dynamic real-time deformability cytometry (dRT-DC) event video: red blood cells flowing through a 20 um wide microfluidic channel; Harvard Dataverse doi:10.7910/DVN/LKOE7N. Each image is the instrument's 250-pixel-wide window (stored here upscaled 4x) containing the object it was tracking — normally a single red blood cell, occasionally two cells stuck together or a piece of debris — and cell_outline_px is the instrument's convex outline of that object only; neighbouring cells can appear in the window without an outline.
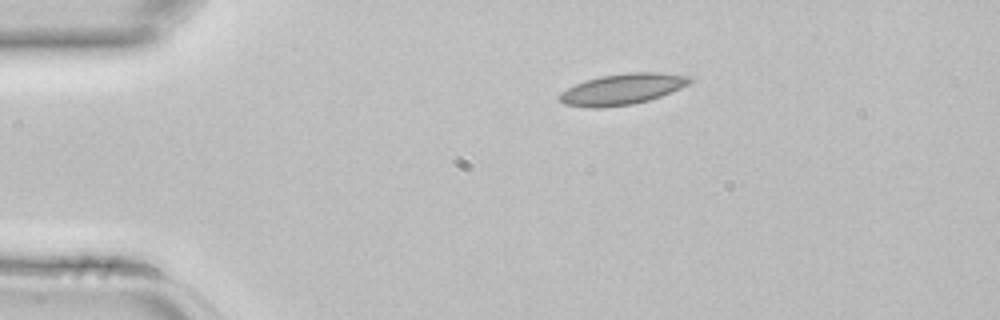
{"species": "common noctule bat (a hibernating species)", "species_latin": "Nyctalus noctula", "temperature_condition": "room temperature", "stored_images_in_passage": 3, "camera_frame_rate_fps": 3000, "um_per_image_px": 0.085, "animal": {"sex": "female", "body_mass_g": 22.7, "forearm_length_mm": 54.2}, "frame": {"image": 1, "passage_image": 3, "time_ms": 0.667, "image_size_px": [1000, 320], "cell_outline_px": [[696, 80], [680, 88], [660, 96], [648, 100], [632, 104], [600, 108], [584, 108], [564, 104], [556, 96], [560, 92], [576, 84], [600, 76], [628, 72], [660, 72], [692, 76]], "centroid_in_image_um": [52.9, 7.58], "position_along_channel_um": 32.1, "area_um2": 23.64}}